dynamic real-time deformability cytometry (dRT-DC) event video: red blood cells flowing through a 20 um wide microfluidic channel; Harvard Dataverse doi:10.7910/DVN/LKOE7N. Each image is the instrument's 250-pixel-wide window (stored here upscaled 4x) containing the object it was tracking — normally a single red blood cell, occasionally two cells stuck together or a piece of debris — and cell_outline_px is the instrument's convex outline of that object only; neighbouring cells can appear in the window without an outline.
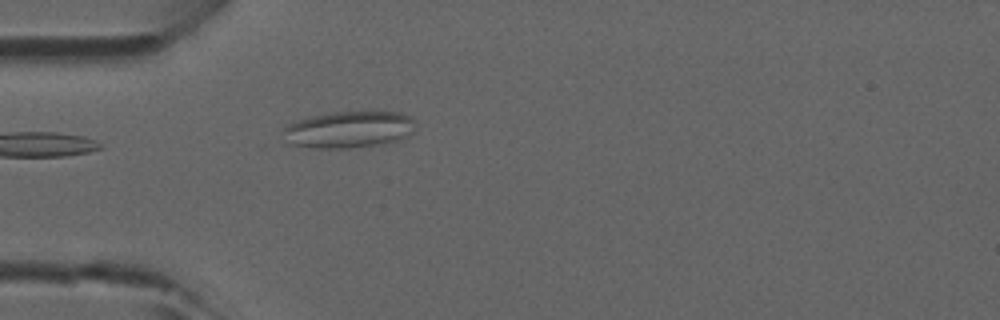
{"species": "common noctule bat (a hibernating species)", "species_latin": "Nyctalus noctula", "temperature_condition": "room temperature", "stored_images_in_passage": 1, "camera_frame_rate_fps": 3000, "um_per_image_px": 0.085, "animal": {"sex": "male", "forearm_length_mm": 52.5}, "frame": {"image": 1, "passage_image": 1, "time_ms": 0.0, "image_size_px": [1000, 320], "cell_outline_px": [[416, 124], [412, 132], [396, 140], [376, 144], [348, 148], [312, 148], [288, 144], [284, 128], [288, 124], [296, 120], [312, 116], [336, 112], [400, 112], [412, 116], [416, 120]], "centroid_in_image_um": [29.66, 11.0], "position_along_channel_um": 55.3, "area_um2": 28.03}}